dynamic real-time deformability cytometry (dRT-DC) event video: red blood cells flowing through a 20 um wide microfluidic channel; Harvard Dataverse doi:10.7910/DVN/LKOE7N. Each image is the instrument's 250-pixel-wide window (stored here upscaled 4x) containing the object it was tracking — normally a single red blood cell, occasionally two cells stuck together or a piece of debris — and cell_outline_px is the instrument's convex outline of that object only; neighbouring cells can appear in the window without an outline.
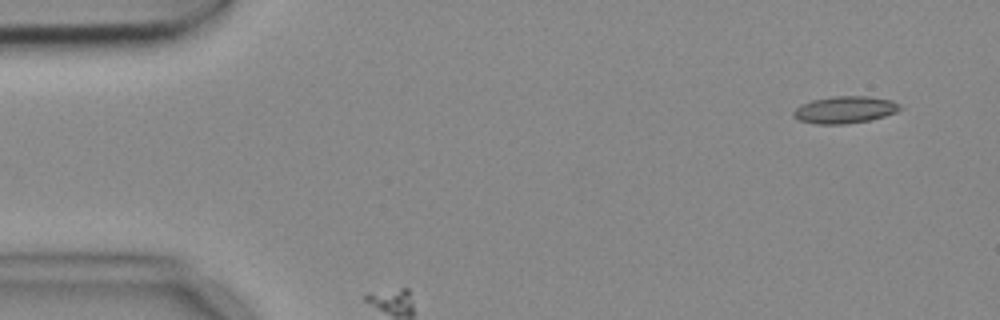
{"species": "common noctule bat (a hibernating species)", "species_latin": "Nyctalus noctula", "temperature_condition": "cold", "stored_images_in_passage": 4, "camera_frame_rate_fps": 3000, "um_per_image_px": 0.085, "animal": {"sex": "female", "body_mass_g": 18.4}, "frame": {"image": 1, "passage_image": 1, "time_ms": 0.0, "image_size_px": [1000, 320], "cell_outline_px": [[904, 108], [896, 112], [884, 116], [868, 120], [844, 124], [816, 124], [800, 120], [792, 116], [792, 112], [800, 104], [812, 100], [832, 96], [868, 96], [892, 100], [900, 104]], "centroid_in_image_um": [71.81, 9.32], "position_along_channel_um": 13.2, "area_um2": 16.88}}